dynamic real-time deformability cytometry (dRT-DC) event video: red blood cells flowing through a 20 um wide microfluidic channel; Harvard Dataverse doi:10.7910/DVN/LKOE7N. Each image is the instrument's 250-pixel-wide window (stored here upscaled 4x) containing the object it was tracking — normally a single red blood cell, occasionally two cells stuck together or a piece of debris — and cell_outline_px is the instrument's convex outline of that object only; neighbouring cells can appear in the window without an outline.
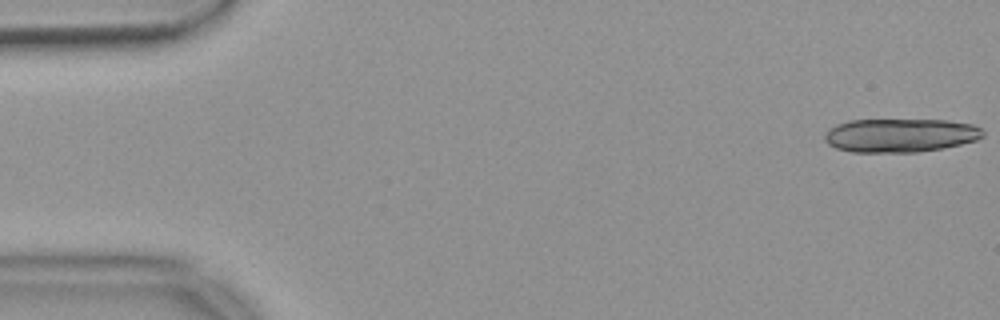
{"species": "common noctule bat (a hibernating species)", "species_latin": "Nyctalus noctula", "temperature_condition": "warm", "stored_images_in_passage": 16, "camera_frame_rate_fps": 3000, "um_per_image_px": 0.085, "animal": {"sex": "female", "body_mass_g": 18.4}, "frame": {"image": 1, "passage_image": 1, "time_ms": 0.0, "image_size_px": [1000, 320], "cell_outline_px": [[984, 136], [976, 140], [944, 148], [916, 152], [852, 152], [836, 148], [828, 144], [824, 140], [824, 136], [828, 128], [836, 124], [848, 120], [948, 120], [972, 124], [984, 128]], "centroid_in_image_um": [76.52, 11.5], "position_along_channel_um": 8.5, "area_um2": 31.33}}